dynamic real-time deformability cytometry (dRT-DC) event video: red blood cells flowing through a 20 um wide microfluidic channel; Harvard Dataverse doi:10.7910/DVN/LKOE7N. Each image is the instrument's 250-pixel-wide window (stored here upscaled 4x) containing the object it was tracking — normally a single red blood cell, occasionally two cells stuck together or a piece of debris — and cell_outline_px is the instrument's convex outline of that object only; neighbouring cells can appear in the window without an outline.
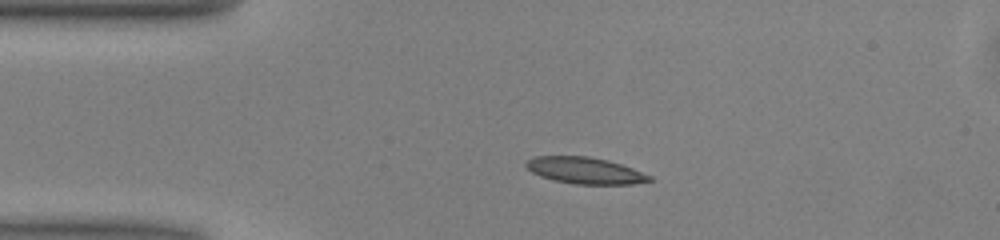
{"species": "common noctule bat (a hibernating species)", "species_latin": "Nyctalus noctula", "temperature_condition": "warm", "stored_images_in_passage": 41, "camera_frame_rate_fps": 3000, "um_per_image_px": 0.085, "animal": {"sex": "male", "body_mass_g": 13.0, "forearm_length_mm": 53.1}, "frame": {"image": 1, "passage_image": 1, "time_ms": 0.0, "image_size_px": [1000, 240], "cell_outline_px": [[652, 180], [632, 184], [576, 184], [552, 180], [540, 176], [532, 172], [524, 164], [532, 156], [588, 156], [608, 160], [632, 168], [652, 176]], "centroid_in_image_um": [49.7, 14.49], "position_along_channel_um": 35.3, "area_um2": 19.02}}
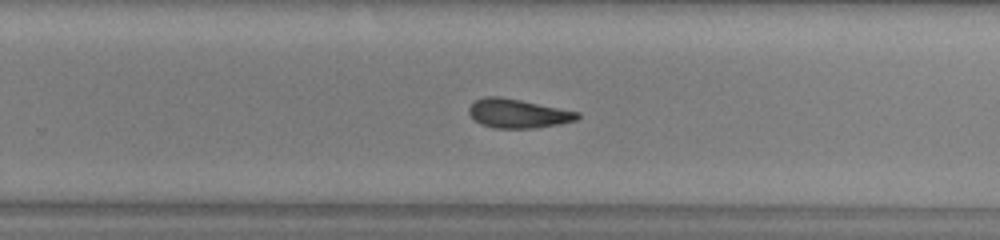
{"frame": {"image": 2, "passage_image": 22, "time_ms": 7.0, "image_size_px": [1000, 240], "cell_outline_px": [[580, 116], [576, 120], [560, 124], [536, 128], [496, 128], [480, 124], [468, 112], [468, 108], [476, 100], [484, 96], [500, 96], [580, 112]], "centroid_in_image_um": [44.03, 9.64], "position_along_channel_um": 285.8, "area_um2": 18.26}}
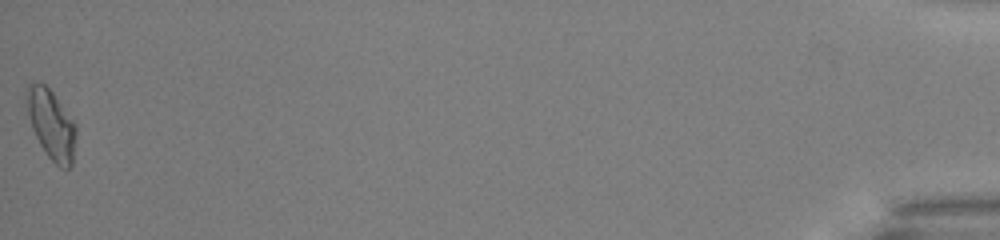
{"frame": {"image": 3, "passage_image": 41, "time_ms": 13.333, "image_size_px": [1000, 240], "cell_outline_px": [[76, 136], [72, 164], [68, 168], [60, 168], [48, 156], [40, 144], [32, 128], [24, 96], [28, 84], [44, 84], [52, 92], [76, 124]], "centroid_in_image_um": [4.36, 10.58], "position_along_channel_um": 430.8, "area_um2": 19.77}, "authors_computed_cell_mechanics": {"area_um2": 18.785, "velocity_mm_per_s": 4.0234, "shape_relaxation_time_tau1_ms": null, "shape_relaxation_time_tau2_ms": 3.6115, "deformation_change_tau1": null, "deformation_change_tau2": 0.1113}}